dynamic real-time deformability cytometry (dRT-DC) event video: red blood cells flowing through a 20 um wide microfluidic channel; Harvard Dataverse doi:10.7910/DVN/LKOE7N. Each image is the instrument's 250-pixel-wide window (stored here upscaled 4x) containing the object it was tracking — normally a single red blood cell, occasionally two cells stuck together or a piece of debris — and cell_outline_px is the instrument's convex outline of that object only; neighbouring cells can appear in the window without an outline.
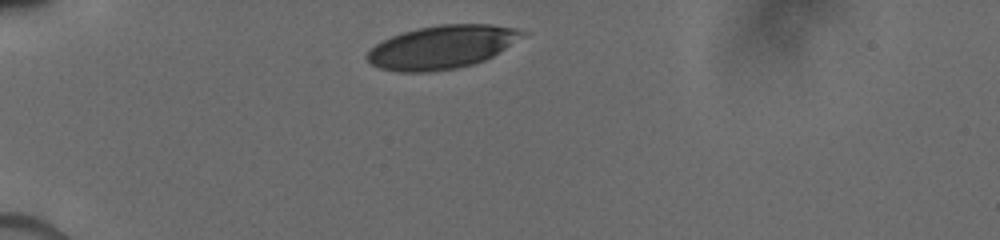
{"species": "human", "species_latin": "Homo sapiens", "temperature_condition": "cold", "stored_images_in_passage": 16, "camera_frame_rate_fps": 3000, "um_per_image_px": 0.085, "donor": {"sex": "male"}, "frame": {"image": 1, "passage_image": 1, "time_ms": 0.0, "image_size_px": [1000, 240], "cell_outline_px": [[532, 32], [492, 56], [484, 60], [472, 64], [456, 68], [428, 72], [400, 72], [380, 68], [372, 64], [364, 56], [376, 44], [392, 36], [404, 32], [420, 28], [440, 24], [492, 24], [516, 28]], "centroid_in_image_um": [37.61, 3.99], "position_along_channel_um": 47.4, "area_um2": 39.07}}
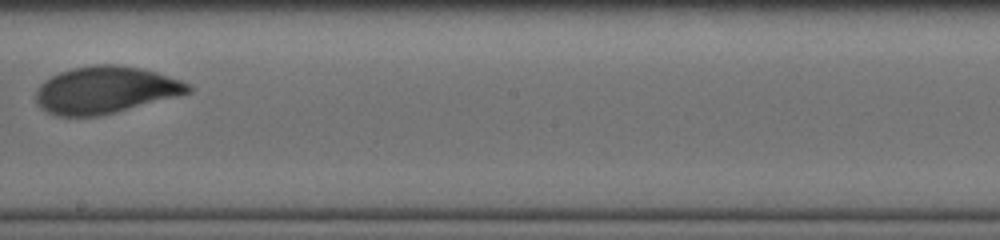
{"frame": {"image": 2, "passage_image": 10, "time_ms": 5.667, "image_size_px": [1000, 240], "cell_outline_px": [[192, 92], [116, 112], [100, 116], [56, 116], [48, 112], [36, 100], [36, 88], [44, 80], [60, 72], [72, 68], [96, 64], [120, 64], [140, 68], [156, 72], [180, 80], [188, 84], [192, 88]], "centroid_in_image_um": [8.95, 7.64], "position_along_channel_um": 239.2, "area_um2": 41.56}}
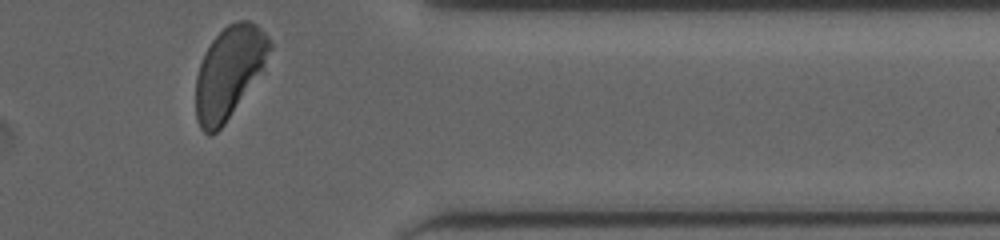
{"frame": {"image": 3, "passage_image": 16, "time_ms": 9.667, "image_size_px": [1000, 240], "cell_outline_px": [[272, 48], [264, 64], [224, 124], [212, 136], [208, 136], [200, 128], [196, 116], [196, 76], [200, 64], [212, 40], [228, 24], [236, 20], [248, 20], [256, 24], [268, 36], [272, 44]], "centroid_in_image_um": [19.44, 6.12], "position_along_channel_um": 392.0, "area_um2": 38.49}}